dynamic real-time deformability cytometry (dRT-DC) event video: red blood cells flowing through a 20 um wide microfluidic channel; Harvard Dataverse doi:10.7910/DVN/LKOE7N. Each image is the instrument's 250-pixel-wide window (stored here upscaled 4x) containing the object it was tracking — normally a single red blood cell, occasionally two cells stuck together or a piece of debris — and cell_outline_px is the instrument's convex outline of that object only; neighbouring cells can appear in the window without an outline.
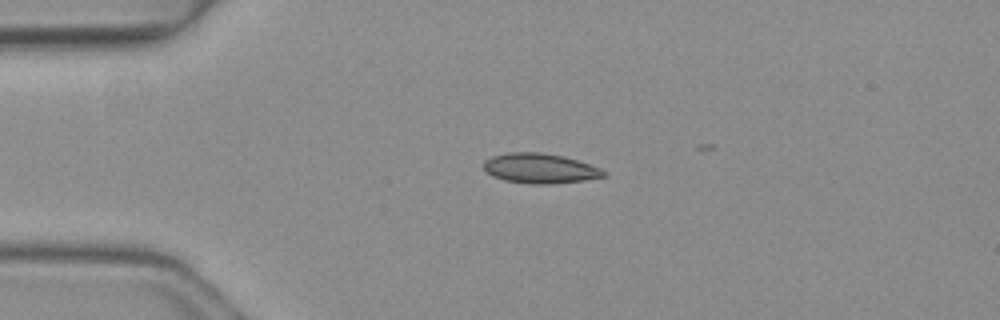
{"species": "common noctule bat (a hibernating species)", "species_latin": "Nyctalus noctula", "temperature_condition": "warm", "stored_images_in_passage": 5, "camera_frame_rate_fps": 3000, "um_per_image_px": 0.085, "animal": {"sex": "female", "body_mass_g": 19.3, "forearm_length_mm": 54.1}, "frame": {"image": 1, "passage_image": 1, "time_ms": 0.0, "image_size_px": [1000, 320], "cell_outline_px": [[608, 176], [584, 180], [548, 184], [528, 184], [504, 180], [492, 176], [484, 168], [484, 160], [492, 156], [512, 152], [540, 152], [564, 156], [600, 168], [608, 172]], "centroid_in_image_um": [45.91, 14.31], "position_along_channel_um": 39.1, "area_um2": 20.92}}
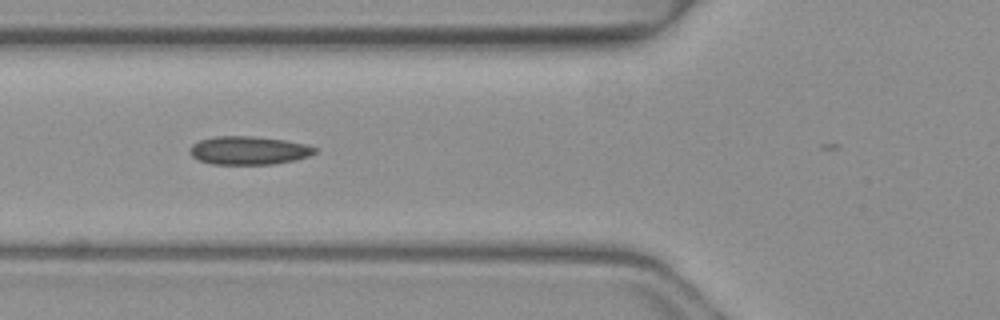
{"frame": {"image": 2, "passage_image": 3, "time_ms": 0.667, "image_size_px": [1000, 320], "cell_outline_px": [[316, 152], [308, 156], [296, 160], [272, 164], [212, 164], [200, 160], [192, 156], [188, 152], [188, 148], [192, 144], [200, 140], [216, 136], [252, 136], [284, 140], [308, 144], [316, 148]], "centroid_in_image_um": [21.13, 12.78], "position_along_channel_um": 104.7, "area_um2": 20.69}}
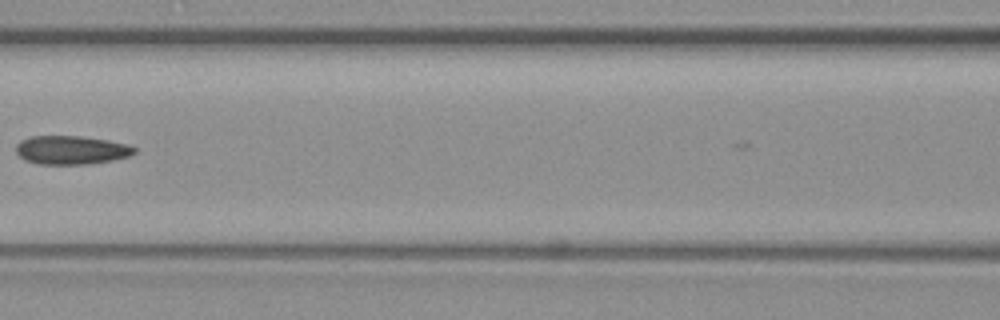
{"frame": {"image": 3, "passage_image": 4, "time_ms": 1.0, "image_size_px": [1000, 320], "cell_outline_px": [[136, 152], [128, 156], [112, 160], [88, 164], [36, 164], [24, 160], [16, 152], [16, 144], [20, 140], [32, 136], [80, 136], [108, 140], [128, 144], [136, 148]], "centroid_in_image_um": [6.04, 12.75], "position_along_channel_um": 160.6, "area_um2": 19.83}}